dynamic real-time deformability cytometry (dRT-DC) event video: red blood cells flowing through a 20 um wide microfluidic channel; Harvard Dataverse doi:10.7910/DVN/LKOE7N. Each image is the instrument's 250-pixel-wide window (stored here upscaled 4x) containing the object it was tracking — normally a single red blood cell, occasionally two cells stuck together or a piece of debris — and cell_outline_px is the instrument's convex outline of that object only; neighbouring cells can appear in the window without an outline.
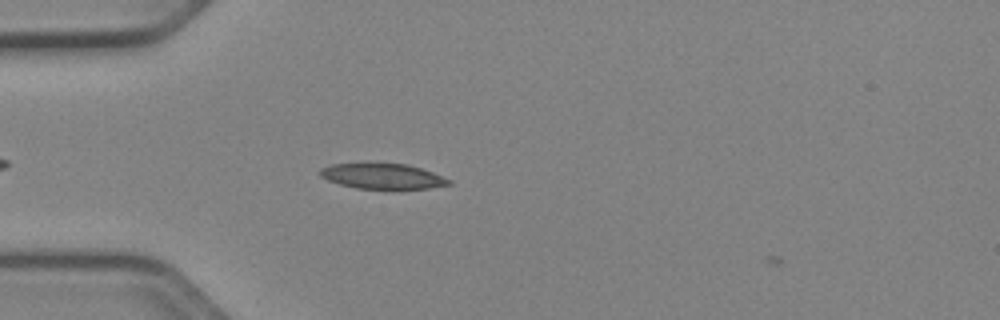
{"species": "Egyptian fruit bat (a non-hibernating species)", "species_latin": "Rousettus aegyptiacus", "temperature_condition": "cold", "stored_images_in_passage": 40, "camera_frame_rate_fps": 3000, "um_per_image_px": 0.085, "animal": {"sex": "female"}, "frame": {"image": 1, "passage_image": 3, "time_ms": 0.667, "image_size_px": [1000, 320], "cell_outline_px": [[452, 184], [428, 188], [356, 188], [340, 184], [328, 180], [320, 176], [320, 168], [332, 164], [368, 160], [408, 164], [432, 172], [452, 180]], "centroid_in_image_um": [32.46, 14.91], "position_along_channel_um": 52.5, "area_um2": 19.71}}
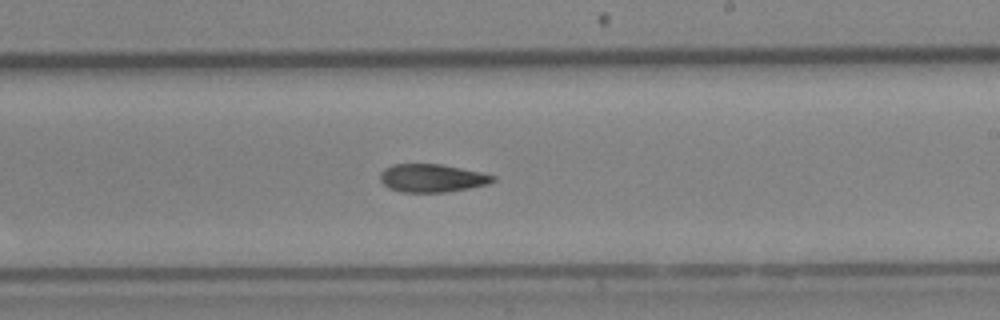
{"frame": {"image": 2, "passage_image": 19, "time_ms": 6.0, "image_size_px": [1000, 320], "cell_outline_px": [[496, 180], [488, 184], [468, 188], [444, 192], [400, 192], [388, 188], [380, 180], [380, 172], [384, 168], [392, 164], [440, 164], [480, 172], [496, 176]], "centroid_in_image_um": [36.69, 15.14], "position_along_channel_um": 252.3, "area_um2": 18.44}}
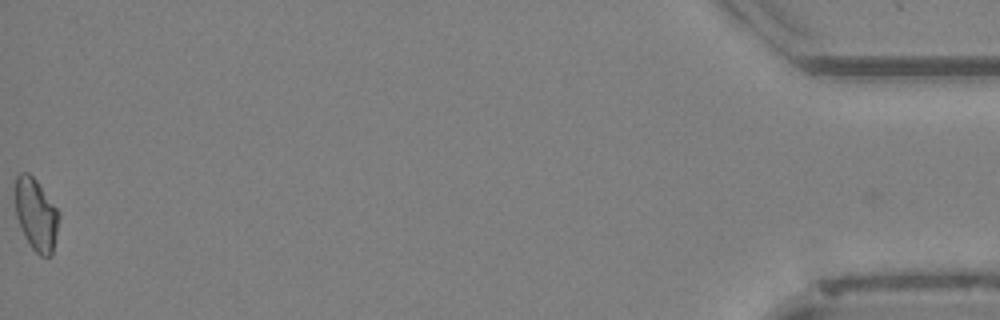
{"frame": {"image": 3, "passage_image": 40, "time_ms": 13.0, "image_size_px": [1000, 320], "cell_outline_px": [[60, 216], [52, 256], [40, 256], [32, 248], [20, 228], [16, 216], [16, 176], [20, 172], [28, 172], [36, 180], [60, 212]], "centroid_in_image_um": [3.08, 18.25], "position_along_channel_um": 432.1, "area_um2": 18.32}, "authors_computed_cell_mechanics": {"area_um2": 18.5827, "velocity_mm_per_s": 3.9577, "shape_relaxation_time_tau1_ms": 9.832, "shape_relaxation_time_tau2_ms": 7.71, "deformation_change_tau1": 0.2005, "deformation_change_tau2": 0.1615}}